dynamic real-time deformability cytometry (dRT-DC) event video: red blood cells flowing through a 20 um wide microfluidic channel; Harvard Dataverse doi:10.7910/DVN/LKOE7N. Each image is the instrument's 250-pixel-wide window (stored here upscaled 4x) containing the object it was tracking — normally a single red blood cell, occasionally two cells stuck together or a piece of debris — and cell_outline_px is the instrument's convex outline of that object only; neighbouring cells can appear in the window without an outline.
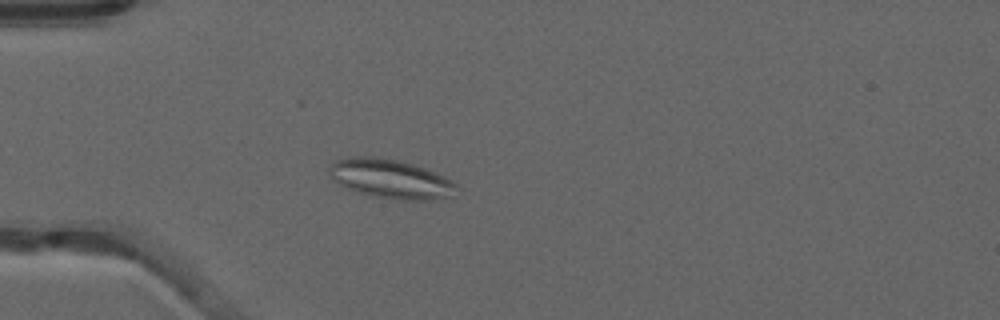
{"species": "common noctule bat (a hibernating species)", "species_latin": "Nyctalus noctula", "temperature_condition": "warm", "stored_images_in_passage": 52, "segment_of_instrument_passage": [1, 2], "camera_frame_rate_fps": 3000, "um_per_image_px": 0.085, "animal": {"sex": "male", "forearm_length_mm": 52.5}, "frame": {"image": 1, "passage_image": 15, "time_ms": 4.667, "image_size_px": [1000, 320], "cell_outline_px": [[460, 188], [452, 196], [428, 200], [400, 200], [372, 196], [356, 192], [332, 180], [328, 172], [328, 164], [336, 160], [348, 156], [372, 156], [396, 160], [412, 164], [424, 168], [444, 176], [456, 184]], "centroid_in_image_um": [33.16, 15.2], "position_along_channel_um": 51.8, "area_um2": 29.25}}